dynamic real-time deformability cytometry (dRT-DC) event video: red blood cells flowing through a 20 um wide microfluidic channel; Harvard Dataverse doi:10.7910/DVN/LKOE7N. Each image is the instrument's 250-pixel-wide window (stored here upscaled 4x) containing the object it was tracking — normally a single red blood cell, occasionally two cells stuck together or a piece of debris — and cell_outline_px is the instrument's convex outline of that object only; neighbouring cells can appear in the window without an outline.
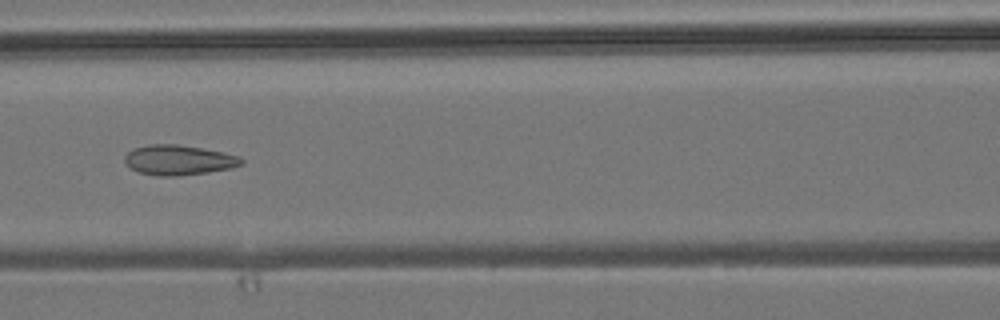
{"species": "common noctule bat (a hibernating species)", "species_latin": "Nyctalus noctula", "temperature_condition": "room temperature", "stored_images_in_passage": 6, "camera_frame_rate_fps": 3000, "um_per_image_px": 0.085, "animal": {"sex": "male", "body_mass_g": 19.2, "forearm_length_mm": 51.8}, "frame": {"image": 1, "passage_image": 6, "time_ms": 5.667, "image_size_px": [1000, 320], "cell_outline_px": [[244, 164], [232, 168], [208, 172], [180, 176], [156, 176], [140, 172], [132, 168], [124, 160], [124, 156], [128, 152], [136, 148], [148, 144], [176, 144], [200, 148], [240, 156], [244, 160]], "centroid_in_image_um": [15.21, 13.61], "position_along_channel_um": 151.4, "area_um2": 20.29}}